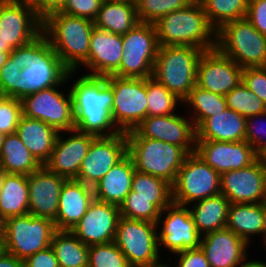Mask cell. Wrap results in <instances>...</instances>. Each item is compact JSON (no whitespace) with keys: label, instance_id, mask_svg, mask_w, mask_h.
<instances>
[{"label":"cell","instance_id":"6da1fadb","mask_svg":"<svg viewBox=\"0 0 266 267\" xmlns=\"http://www.w3.org/2000/svg\"><path fill=\"white\" fill-rule=\"evenodd\" d=\"M70 93L75 129L96 137L120 133L111 117L114 97L113 88L107 82V77L85 73L75 80Z\"/></svg>","mask_w":266,"mask_h":267},{"label":"cell","instance_id":"7a4b0ae2","mask_svg":"<svg viewBox=\"0 0 266 267\" xmlns=\"http://www.w3.org/2000/svg\"><path fill=\"white\" fill-rule=\"evenodd\" d=\"M94 22L59 11L43 20L42 33L68 71H77L89 55L91 33Z\"/></svg>","mask_w":266,"mask_h":267},{"label":"cell","instance_id":"3957f363","mask_svg":"<svg viewBox=\"0 0 266 267\" xmlns=\"http://www.w3.org/2000/svg\"><path fill=\"white\" fill-rule=\"evenodd\" d=\"M159 46L216 48V30L209 24L200 2L162 16L155 24Z\"/></svg>","mask_w":266,"mask_h":267},{"label":"cell","instance_id":"277c9868","mask_svg":"<svg viewBox=\"0 0 266 267\" xmlns=\"http://www.w3.org/2000/svg\"><path fill=\"white\" fill-rule=\"evenodd\" d=\"M204 51L193 46H159L152 77L183 102L196 85Z\"/></svg>","mask_w":266,"mask_h":267},{"label":"cell","instance_id":"5b68a950","mask_svg":"<svg viewBox=\"0 0 266 267\" xmlns=\"http://www.w3.org/2000/svg\"><path fill=\"white\" fill-rule=\"evenodd\" d=\"M127 154L135 170L174 184L188 153L180 146L145 137H127Z\"/></svg>","mask_w":266,"mask_h":267},{"label":"cell","instance_id":"8992f818","mask_svg":"<svg viewBox=\"0 0 266 267\" xmlns=\"http://www.w3.org/2000/svg\"><path fill=\"white\" fill-rule=\"evenodd\" d=\"M216 48L242 68L266 67V36L245 17L216 31Z\"/></svg>","mask_w":266,"mask_h":267},{"label":"cell","instance_id":"52a82bcc","mask_svg":"<svg viewBox=\"0 0 266 267\" xmlns=\"http://www.w3.org/2000/svg\"><path fill=\"white\" fill-rule=\"evenodd\" d=\"M55 224L47 218L31 214L9 217L3 221L4 250L18 259L25 260L51 245Z\"/></svg>","mask_w":266,"mask_h":267},{"label":"cell","instance_id":"ba28073f","mask_svg":"<svg viewBox=\"0 0 266 267\" xmlns=\"http://www.w3.org/2000/svg\"><path fill=\"white\" fill-rule=\"evenodd\" d=\"M76 71H68L66 77L56 86L48 87L23 96L21 101L22 115L39 119L58 132L75 129L73 101L70 90L64 96L58 89L65 85ZM60 86V87H58ZM66 97V98H65Z\"/></svg>","mask_w":266,"mask_h":267},{"label":"cell","instance_id":"9c48e42d","mask_svg":"<svg viewBox=\"0 0 266 267\" xmlns=\"http://www.w3.org/2000/svg\"><path fill=\"white\" fill-rule=\"evenodd\" d=\"M123 55L119 69L113 76L120 78H149L159 48L153 23L139 22L122 35Z\"/></svg>","mask_w":266,"mask_h":267},{"label":"cell","instance_id":"30bf717a","mask_svg":"<svg viewBox=\"0 0 266 267\" xmlns=\"http://www.w3.org/2000/svg\"><path fill=\"white\" fill-rule=\"evenodd\" d=\"M158 230L157 223L120 217L114 243L131 267H156L162 264Z\"/></svg>","mask_w":266,"mask_h":267},{"label":"cell","instance_id":"8fae6325","mask_svg":"<svg viewBox=\"0 0 266 267\" xmlns=\"http://www.w3.org/2000/svg\"><path fill=\"white\" fill-rule=\"evenodd\" d=\"M221 175L198 154H188L172 185V202L188 206L221 193Z\"/></svg>","mask_w":266,"mask_h":267},{"label":"cell","instance_id":"7c38bea8","mask_svg":"<svg viewBox=\"0 0 266 267\" xmlns=\"http://www.w3.org/2000/svg\"><path fill=\"white\" fill-rule=\"evenodd\" d=\"M106 77L113 88L112 120L120 132H130L147 117V78Z\"/></svg>","mask_w":266,"mask_h":267},{"label":"cell","instance_id":"4fadbf2b","mask_svg":"<svg viewBox=\"0 0 266 267\" xmlns=\"http://www.w3.org/2000/svg\"><path fill=\"white\" fill-rule=\"evenodd\" d=\"M43 20L25 0H0V36L12 49L42 34Z\"/></svg>","mask_w":266,"mask_h":267},{"label":"cell","instance_id":"5bb4252c","mask_svg":"<svg viewBox=\"0 0 266 267\" xmlns=\"http://www.w3.org/2000/svg\"><path fill=\"white\" fill-rule=\"evenodd\" d=\"M157 227L160 228L157 232L158 247L164 246L167 251L173 252L172 254L200 247L201 235L186 205L171 202L160 213Z\"/></svg>","mask_w":266,"mask_h":267},{"label":"cell","instance_id":"9a60e30c","mask_svg":"<svg viewBox=\"0 0 266 267\" xmlns=\"http://www.w3.org/2000/svg\"><path fill=\"white\" fill-rule=\"evenodd\" d=\"M190 119V120H189ZM126 137H145L182 147L188 154L196 151V128L191 118L177 113L147 116Z\"/></svg>","mask_w":266,"mask_h":267},{"label":"cell","instance_id":"2e32d148","mask_svg":"<svg viewBox=\"0 0 266 267\" xmlns=\"http://www.w3.org/2000/svg\"><path fill=\"white\" fill-rule=\"evenodd\" d=\"M221 194L230 203L266 202V158L251 165L221 174Z\"/></svg>","mask_w":266,"mask_h":267},{"label":"cell","instance_id":"e0dca14e","mask_svg":"<svg viewBox=\"0 0 266 267\" xmlns=\"http://www.w3.org/2000/svg\"><path fill=\"white\" fill-rule=\"evenodd\" d=\"M126 154V133L95 137L82 161L76 180L93 187Z\"/></svg>","mask_w":266,"mask_h":267},{"label":"cell","instance_id":"ac0fdd59","mask_svg":"<svg viewBox=\"0 0 266 267\" xmlns=\"http://www.w3.org/2000/svg\"><path fill=\"white\" fill-rule=\"evenodd\" d=\"M243 68L217 48L204 51L197 65L196 86L225 96L242 82Z\"/></svg>","mask_w":266,"mask_h":267},{"label":"cell","instance_id":"d6986e66","mask_svg":"<svg viewBox=\"0 0 266 267\" xmlns=\"http://www.w3.org/2000/svg\"><path fill=\"white\" fill-rule=\"evenodd\" d=\"M33 61L21 72V77L26 80L24 96L58 85L68 73L43 33L36 38V57Z\"/></svg>","mask_w":266,"mask_h":267},{"label":"cell","instance_id":"ffe728a7","mask_svg":"<svg viewBox=\"0 0 266 267\" xmlns=\"http://www.w3.org/2000/svg\"><path fill=\"white\" fill-rule=\"evenodd\" d=\"M119 206L95 200L71 232L85 245H98L114 241Z\"/></svg>","mask_w":266,"mask_h":267},{"label":"cell","instance_id":"44dd1931","mask_svg":"<svg viewBox=\"0 0 266 267\" xmlns=\"http://www.w3.org/2000/svg\"><path fill=\"white\" fill-rule=\"evenodd\" d=\"M195 153L220 175L227 171L245 168L260 157L247 141L196 140Z\"/></svg>","mask_w":266,"mask_h":267},{"label":"cell","instance_id":"7402d4cb","mask_svg":"<svg viewBox=\"0 0 266 267\" xmlns=\"http://www.w3.org/2000/svg\"><path fill=\"white\" fill-rule=\"evenodd\" d=\"M67 132L70 136L65 139L60 136L62 132H59L52 154L44 166L49 171L66 179H76L82 161L96 136L80 132L77 129Z\"/></svg>","mask_w":266,"mask_h":267},{"label":"cell","instance_id":"603a6c76","mask_svg":"<svg viewBox=\"0 0 266 267\" xmlns=\"http://www.w3.org/2000/svg\"><path fill=\"white\" fill-rule=\"evenodd\" d=\"M65 180L66 178L49 171L44 165L28 175V213L54 222Z\"/></svg>","mask_w":266,"mask_h":267},{"label":"cell","instance_id":"cb8c5ba5","mask_svg":"<svg viewBox=\"0 0 266 267\" xmlns=\"http://www.w3.org/2000/svg\"><path fill=\"white\" fill-rule=\"evenodd\" d=\"M250 246L228 228L215 230L201 237L200 248L210 267H239Z\"/></svg>","mask_w":266,"mask_h":267},{"label":"cell","instance_id":"d4e9b609","mask_svg":"<svg viewBox=\"0 0 266 267\" xmlns=\"http://www.w3.org/2000/svg\"><path fill=\"white\" fill-rule=\"evenodd\" d=\"M123 55V40L121 35L93 28L90 39L89 55L83 64L90 70L91 76L113 75L120 66Z\"/></svg>","mask_w":266,"mask_h":267},{"label":"cell","instance_id":"484cf974","mask_svg":"<svg viewBox=\"0 0 266 267\" xmlns=\"http://www.w3.org/2000/svg\"><path fill=\"white\" fill-rule=\"evenodd\" d=\"M94 199L93 187L76 179H66L60 191L58 212L54 221L56 230L71 231Z\"/></svg>","mask_w":266,"mask_h":267},{"label":"cell","instance_id":"4316f807","mask_svg":"<svg viewBox=\"0 0 266 267\" xmlns=\"http://www.w3.org/2000/svg\"><path fill=\"white\" fill-rule=\"evenodd\" d=\"M135 167L126 154L93 186L95 200L120 206L132 190Z\"/></svg>","mask_w":266,"mask_h":267},{"label":"cell","instance_id":"83f0119b","mask_svg":"<svg viewBox=\"0 0 266 267\" xmlns=\"http://www.w3.org/2000/svg\"><path fill=\"white\" fill-rule=\"evenodd\" d=\"M246 118L226 109L206 118L196 128V140L242 142L246 136Z\"/></svg>","mask_w":266,"mask_h":267},{"label":"cell","instance_id":"f1b7e54d","mask_svg":"<svg viewBox=\"0 0 266 267\" xmlns=\"http://www.w3.org/2000/svg\"><path fill=\"white\" fill-rule=\"evenodd\" d=\"M16 133L41 165L49 160L59 135L47 123L24 115L20 118Z\"/></svg>","mask_w":266,"mask_h":267},{"label":"cell","instance_id":"f546056e","mask_svg":"<svg viewBox=\"0 0 266 267\" xmlns=\"http://www.w3.org/2000/svg\"><path fill=\"white\" fill-rule=\"evenodd\" d=\"M93 22L98 29L122 36L140 21L136 4L103 0Z\"/></svg>","mask_w":266,"mask_h":267},{"label":"cell","instance_id":"4dcf8cb0","mask_svg":"<svg viewBox=\"0 0 266 267\" xmlns=\"http://www.w3.org/2000/svg\"><path fill=\"white\" fill-rule=\"evenodd\" d=\"M192 204L189 210L201 236L226 228L231 203L223 194L220 193Z\"/></svg>","mask_w":266,"mask_h":267},{"label":"cell","instance_id":"1f68e13d","mask_svg":"<svg viewBox=\"0 0 266 267\" xmlns=\"http://www.w3.org/2000/svg\"><path fill=\"white\" fill-rule=\"evenodd\" d=\"M263 217L264 202L231 203L228 210L226 228L250 244L253 235H262Z\"/></svg>","mask_w":266,"mask_h":267},{"label":"cell","instance_id":"d6a6232c","mask_svg":"<svg viewBox=\"0 0 266 267\" xmlns=\"http://www.w3.org/2000/svg\"><path fill=\"white\" fill-rule=\"evenodd\" d=\"M28 176L6 174L0 192V219L28 214Z\"/></svg>","mask_w":266,"mask_h":267},{"label":"cell","instance_id":"836d02e7","mask_svg":"<svg viewBox=\"0 0 266 267\" xmlns=\"http://www.w3.org/2000/svg\"><path fill=\"white\" fill-rule=\"evenodd\" d=\"M0 165L9 174L26 176L42 166L16 132L5 137L0 153Z\"/></svg>","mask_w":266,"mask_h":267},{"label":"cell","instance_id":"e575fe53","mask_svg":"<svg viewBox=\"0 0 266 267\" xmlns=\"http://www.w3.org/2000/svg\"><path fill=\"white\" fill-rule=\"evenodd\" d=\"M53 249L60 267H88V248L71 231L57 230L52 237Z\"/></svg>","mask_w":266,"mask_h":267},{"label":"cell","instance_id":"d590c367","mask_svg":"<svg viewBox=\"0 0 266 267\" xmlns=\"http://www.w3.org/2000/svg\"><path fill=\"white\" fill-rule=\"evenodd\" d=\"M172 202V198L133 197V191L119 206L120 216L131 220L157 223L160 213Z\"/></svg>","mask_w":266,"mask_h":267},{"label":"cell","instance_id":"8d00e7d4","mask_svg":"<svg viewBox=\"0 0 266 267\" xmlns=\"http://www.w3.org/2000/svg\"><path fill=\"white\" fill-rule=\"evenodd\" d=\"M191 106V113L195 128H197L206 118L221 113L227 109L224 96L204 90L198 86L190 91L188 97L182 102Z\"/></svg>","mask_w":266,"mask_h":267},{"label":"cell","instance_id":"74e56055","mask_svg":"<svg viewBox=\"0 0 266 267\" xmlns=\"http://www.w3.org/2000/svg\"><path fill=\"white\" fill-rule=\"evenodd\" d=\"M209 24L218 31L225 23L244 18L249 0H202Z\"/></svg>","mask_w":266,"mask_h":267},{"label":"cell","instance_id":"f35d334b","mask_svg":"<svg viewBox=\"0 0 266 267\" xmlns=\"http://www.w3.org/2000/svg\"><path fill=\"white\" fill-rule=\"evenodd\" d=\"M147 116L175 114L177 103L182 101L153 77L147 78ZM174 112V113H173Z\"/></svg>","mask_w":266,"mask_h":267},{"label":"cell","instance_id":"ab89813d","mask_svg":"<svg viewBox=\"0 0 266 267\" xmlns=\"http://www.w3.org/2000/svg\"><path fill=\"white\" fill-rule=\"evenodd\" d=\"M228 109H232L245 118L266 112V104L258 95L240 82L225 96Z\"/></svg>","mask_w":266,"mask_h":267},{"label":"cell","instance_id":"60d3db41","mask_svg":"<svg viewBox=\"0 0 266 267\" xmlns=\"http://www.w3.org/2000/svg\"><path fill=\"white\" fill-rule=\"evenodd\" d=\"M133 197L172 198V186L165 180L135 171L132 179Z\"/></svg>","mask_w":266,"mask_h":267},{"label":"cell","instance_id":"b9f144b4","mask_svg":"<svg viewBox=\"0 0 266 267\" xmlns=\"http://www.w3.org/2000/svg\"><path fill=\"white\" fill-rule=\"evenodd\" d=\"M191 0H137L139 21L155 24L162 16L185 8Z\"/></svg>","mask_w":266,"mask_h":267},{"label":"cell","instance_id":"7bdbcfd3","mask_svg":"<svg viewBox=\"0 0 266 267\" xmlns=\"http://www.w3.org/2000/svg\"><path fill=\"white\" fill-rule=\"evenodd\" d=\"M88 267H131L114 241L88 248Z\"/></svg>","mask_w":266,"mask_h":267},{"label":"cell","instance_id":"ee69618b","mask_svg":"<svg viewBox=\"0 0 266 267\" xmlns=\"http://www.w3.org/2000/svg\"><path fill=\"white\" fill-rule=\"evenodd\" d=\"M22 69L17 60L8 58L0 69V96L21 99L24 96V82L21 77Z\"/></svg>","mask_w":266,"mask_h":267},{"label":"cell","instance_id":"f6af8a7d","mask_svg":"<svg viewBox=\"0 0 266 267\" xmlns=\"http://www.w3.org/2000/svg\"><path fill=\"white\" fill-rule=\"evenodd\" d=\"M22 117L20 99L0 96V132L15 133Z\"/></svg>","mask_w":266,"mask_h":267},{"label":"cell","instance_id":"bcb514c9","mask_svg":"<svg viewBox=\"0 0 266 267\" xmlns=\"http://www.w3.org/2000/svg\"><path fill=\"white\" fill-rule=\"evenodd\" d=\"M260 118L263 119L264 124ZM265 120H266V112L246 118V125H245L246 126L245 141H247L254 148L255 152L260 157H266V140H265L266 138H264L266 137ZM259 122H261L262 125L261 123L259 125Z\"/></svg>","mask_w":266,"mask_h":267},{"label":"cell","instance_id":"7dc6e473","mask_svg":"<svg viewBox=\"0 0 266 267\" xmlns=\"http://www.w3.org/2000/svg\"><path fill=\"white\" fill-rule=\"evenodd\" d=\"M102 2L103 0H67L59 12L94 21Z\"/></svg>","mask_w":266,"mask_h":267},{"label":"cell","instance_id":"c3c4849f","mask_svg":"<svg viewBox=\"0 0 266 267\" xmlns=\"http://www.w3.org/2000/svg\"><path fill=\"white\" fill-rule=\"evenodd\" d=\"M242 82L266 104V67L243 68Z\"/></svg>","mask_w":266,"mask_h":267},{"label":"cell","instance_id":"681fc988","mask_svg":"<svg viewBox=\"0 0 266 267\" xmlns=\"http://www.w3.org/2000/svg\"><path fill=\"white\" fill-rule=\"evenodd\" d=\"M245 18L266 36V0H249Z\"/></svg>","mask_w":266,"mask_h":267},{"label":"cell","instance_id":"f907efd6","mask_svg":"<svg viewBox=\"0 0 266 267\" xmlns=\"http://www.w3.org/2000/svg\"><path fill=\"white\" fill-rule=\"evenodd\" d=\"M175 254L179 257L176 267H210L200 247L197 249L183 250Z\"/></svg>","mask_w":266,"mask_h":267},{"label":"cell","instance_id":"816d5d0a","mask_svg":"<svg viewBox=\"0 0 266 267\" xmlns=\"http://www.w3.org/2000/svg\"><path fill=\"white\" fill-rule=\"evenodd\" d=\"M24 261V267H60L51 246L28 256Z\"/></svg>","mask_w":266,"mask_h":267},{"label":"cell","instance_id":"f5cc1de1","mask_svg":"<svg viewBox=\"0 0 266 267\" xmlns=\"http://www.w3.org/2000/svg\"><path fill=\"white\" fill-rule=\"evenodd\" d=\"M44 20L49 14L60 11L66 4L67 0H25Z\"/></svg>","mask_w":266,"mask_h":267},{"label":"cell","instance_id":"db71d44e","mask_svg":"<svg viewBox=\"0 0 266 267\" xmlns=\"http://www.w3.org/2000/svg\"><path fill=\"white\" fill-rule=\"evenodd\" d=\"M9 57L12 60H17L22 70L30 66L36 57V39L25 46L13 49Z\"/></svg>","mask_w":266,"mask_h":267},{"label":"cell","instance_id":"11a10c76","mask_svg":"<svg viewBox=\"0 0 266 267\" xmlns=\"http://www.w3.org/2000/svg\"><path fill=\"white\" fill-rule=\"evenodd\" d=\"M0 267H24V261L3 250L0 253Z\"/></svg>","mask_w":266,"mask_h":267},{"label":"cell","instance_id":"9f6ffc18","mask_svg":"<svg viewBox=\"0 0 266 267\" xmlns=\"http://www.w3.org/2000/svg\"><path fill=\"white\" fill-rule=\"evenodd\" d=\"M12 51L13 49L8 44H5L0 36V69L5 65Z\"/></svg>","mask_w":266,"mask_h":267},{"label":"cell","instance_id":"6f0895ef","mask_svg":"<svg viewBox=\"0 0 266 267\" xmlns=\"http://www.w3.org/2000/svg\"><path fill=\"white\" fill-rule=\"evenodd\" d=\"M248 258L243 260L239 267H266V263L260 260H249L246 262Z\"/></svg>","mask_w":266,"mask_h":267},{"label":"cell","instance_id":"680465c9","mask_svg":"<svg viewBox=\"0 0 266 267\" xmlns=\"http://www.w3.org/2000/svg\"><path fill=\"white\" fill-rule=\"evenodd\" d=\"M263 244L266 246V202H264V217H263V232H262Z\"/></svg>","mask_w":266,"mask_h":267},{"label":"cell","instance_id":"91938a15","mask_svg":"<svg viewBox=\"0 0 266 267\" xmlns=\"http://www.w3.org/2000/svg\"><path fill=\"white\" fill-rule=\"evenodd\" d=\"M6 174H7V172L0 165V192H1L2 187H3V182H4V179L6 177Z\"/></svg>","mask_w":266,"mask_h":267},{"label":"cell","instance_id":"94428289","mask_svg":"<svg viewBox=\"0 0 266 267\" xmlns=\"http://www.w3.org/2000/svg\"><path fill=\"white\" fill-rule=\"evenodd\" d=\"M5 137H6V134L3 132H0V153H1L2 145L4 143Z\"/></svg>","mask_w":266,"mask_h":267},{"label":"cell","instance_id":"6125c7cd","mask_svg":"<svg viewBox=\"0 0 266 267\" xmlns=\"http://www.w3.org/2000/svg\"><path fill=\"white\" fill-rule=\"evenodd\" d=\"M107 1H117V2H128L136 4L137 0H107Z\"/></svg>","mask_w":266,"mask_h":267},{"label":"cell","instance_id":"be15d7a7","mask_svg":"<svg viewBox=\"0 0 266 267\" xmlns=\"http://www.w3.org/2000/svg\"><path fill=\"white\" fill-rule=\"evenodd\" d=\"M4 250V247H3V235L2 233H0V253Z\"/></svg>","mask_w":266,"mask_h":267},{"label":"cell","instance_id":"e7e4bbea","mask_svg":"<svg viewBox=\"0 0 266 267\" xmlns=\"http://www.w3.org/2000/svg\"><path fill=\"white\" fill-rule=\"evenodd\" d=\"M156 267H170V265L168 266V264H164V263L162 262V264H161V265H159V266H156Z\"/></svg>","mask_w":266,"mask_h":267},{"label":"cell","instance_id":"03108f58","mask_svg":"<svg viewBox=\"0 0 266 267\" xmlns=\"http://www.w3.org/2000/svg\"><path fill=\"white\" fill-rule=\"evenodd\" d=\"M2 225H3V221L0 219V233H2Z\"/></svg>","mask_w":266,"mask_h":267},{"label":"cell","instance_id":"003e7915","mask_svg":"<svg viewBox=\"0 0 266 267\" xmlns=\"http://www.w3.org/2000/svg\"><path fill=\"white\" fill-rule=\"evenodd\" d=\"M192 2H201L202 0H191Z\"/></svg>","mask_w":266,"mask_h":267}]
</instances>
